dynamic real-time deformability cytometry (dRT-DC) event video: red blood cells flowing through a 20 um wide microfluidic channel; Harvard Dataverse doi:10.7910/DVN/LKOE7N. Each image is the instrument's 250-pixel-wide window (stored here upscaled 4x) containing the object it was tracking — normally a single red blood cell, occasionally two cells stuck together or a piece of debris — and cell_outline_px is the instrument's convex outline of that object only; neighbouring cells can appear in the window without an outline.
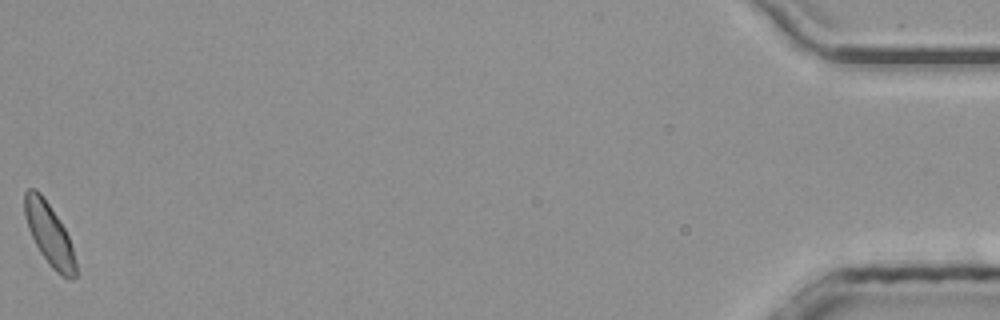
{"species": "common noctule bat (a hibernating species)", "species_latin": "Nyctalus noctula", "temperature_condition": "room temperature", "stored_images_in_passage": 47, "camera_frame_rate_fps": 3000, "um_per_image_px": 0.085, "animal": {"sex": "male", "body_mass_g": 20.4}, "frame": {"image": 1, "passage_image": 47, "time_ms": 15.333, "image_size_px": [1000, 320], "cell_outline_px": [[76, 276], [72, 280], [60, 276], [48, 264], [40, 252], [28, 228], [24, 216], [24, 192], [28, 188], [36, 188], [40, 192], [64, 228], [68, 236], [76, 260]], "centroid_in_image_um": [4.18, 19.93], "position_along_channel_um": 431.0, "area_um2": 18.38}, "authors_computed_cell_mechanics": {"area_um2": 17.6868, "velocity_mm_per_s": 3.9848, "shape_relaxation_time_tau1_ms": 1.6861, "shape_relaxation_time_tau2_ms": 2.485, "deformation_change_tau1": 0.0421, "deformation_change_tau2": 0.0605}}